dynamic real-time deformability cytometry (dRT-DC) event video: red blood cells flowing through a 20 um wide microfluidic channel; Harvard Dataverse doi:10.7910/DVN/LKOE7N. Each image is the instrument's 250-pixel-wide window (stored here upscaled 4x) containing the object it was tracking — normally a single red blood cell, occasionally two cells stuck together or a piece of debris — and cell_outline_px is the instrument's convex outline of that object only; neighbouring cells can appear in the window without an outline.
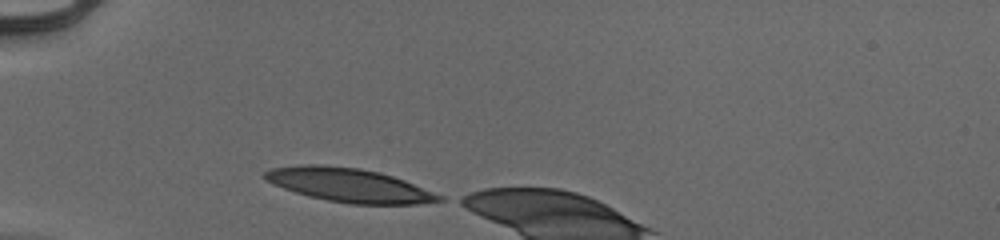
{"species": "human", "species_latin": "Homo sapiens", "temperature_condition": "cold", "stored_images_in_passage": 6, "camera_frame_rate_fps": 3000, "um_per_image_px": 0.085, "donor": {"sex": "male"}, "frame": {"image": 1, "passage_image": 1, "time_ms": 0.0, "image_size_px": [1000, 240], "cell_outline_px": [[444, 200], [416, 204], [352, 204], [328, 200], [308, 196], [284, 188], [268, 180], [264, 176], [264, 172], [272, 168], [300, 164], [324, 164], [360, 168], [380, 172], [404, 180], [444, 196]], "centroid_in_image_um": [29.7, 15.72], "position_along_channel_um": 55.3, "area_um2": 34.1}}